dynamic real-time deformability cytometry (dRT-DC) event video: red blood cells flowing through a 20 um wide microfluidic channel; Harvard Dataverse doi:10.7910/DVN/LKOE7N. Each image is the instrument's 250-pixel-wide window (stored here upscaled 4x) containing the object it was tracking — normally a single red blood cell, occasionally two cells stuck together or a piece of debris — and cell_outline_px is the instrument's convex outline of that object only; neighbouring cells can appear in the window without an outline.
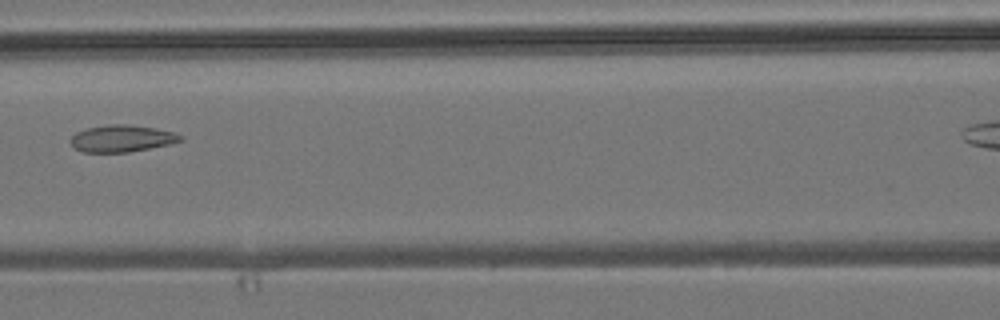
{"species": "common noctule bat (a hibernating species)", "species_latin": "Nyctalus noctula", "temperature_condition": "room temperature", "stored_images_in_passage": 7, "camera_frame_rate_fps": 3000, "um_per_image_px": 0.085, "animal": {"sex": "male", "body_mass_g": 19.2, "forearm_length_mm": 51.8}, "frame": {"image": 1, "passage_image": 6, "time_ms": 6.667, "image_size_px": [1000, 320], "cell_outline_px": [[184, 140], [168, 144], [128, 152], [84, 152], [76, 148], [68, 140], [76, 132], [88, 128], [108, 124], [124, 124], [156, 128], [176, 132], [184, 136]], "centroid_in_image_um": [10.38, 11.76], "position_along_channel_um": 156.2, "area_um2": 17.17}}
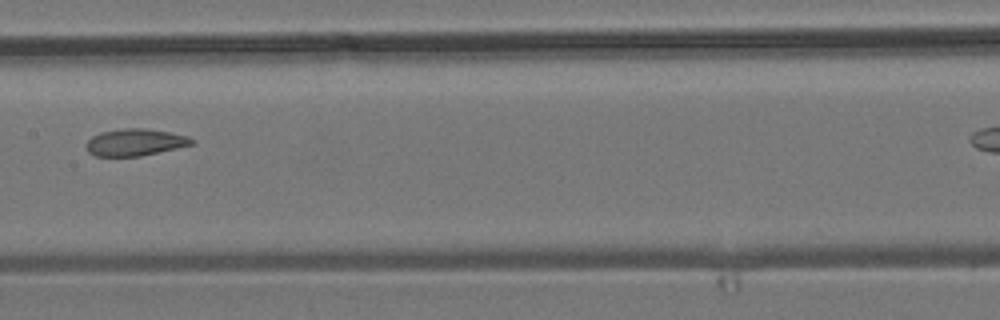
{"frame": {"image": 2, "passage_image": 7, "time_ms": 7.667, "image_size_px": [1000, 320], "cell_outline_px": [[196, 144], [140, 156], [96, 156], [88, 152], [88, 140], [92, 136], [100, 132], [124, 128], [144, 128], [168, 132], [188, 136], [196, 140]], "centroid_in_image_um": [11.53, 12.09], "position_along_channel_um": 195.9, "area_um2": 16.53}}